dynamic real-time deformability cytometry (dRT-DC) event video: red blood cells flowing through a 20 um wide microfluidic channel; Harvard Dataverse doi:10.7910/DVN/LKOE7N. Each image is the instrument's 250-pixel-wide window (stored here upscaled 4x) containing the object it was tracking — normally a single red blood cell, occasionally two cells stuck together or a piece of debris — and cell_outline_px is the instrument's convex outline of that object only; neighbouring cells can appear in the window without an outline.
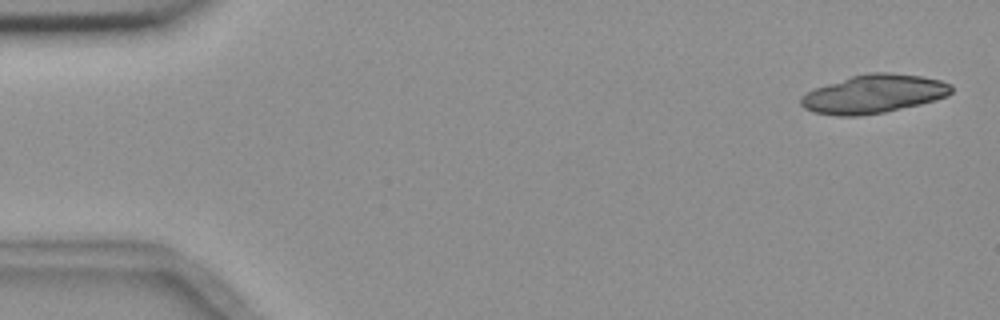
{"species": "common noctule bat (a hibernating species)", "species_latin": "Nyctalus noctula", "temperature_condition": "room temperature", "stored_images_in_passage": 5, "camera_frame_rate_fps": 3000, "um_per_image_px": 0.085, "animal": {"sex": "female", "body_mass_g": 18.4}, "frame": {"image": 1, "passage_image": 1, "time_ms": 0.0, "image_size_px": [1000, 320], "cell_outline_px": [[952, 92], [948, 96], [936, 100], [920, 104], [884, 112], [860, 116], [836, 116], [812, 112], [804, 108], [800, 104], [800, 96], [812, 88], [852, 76], [872, 72], [888, 72], [920, 76], [940, 80], [952, 84]], "centroid_in_image_um": [74.24, 7.99], "position_along_channel_um": 10.8, "area_um2": 33.99}}